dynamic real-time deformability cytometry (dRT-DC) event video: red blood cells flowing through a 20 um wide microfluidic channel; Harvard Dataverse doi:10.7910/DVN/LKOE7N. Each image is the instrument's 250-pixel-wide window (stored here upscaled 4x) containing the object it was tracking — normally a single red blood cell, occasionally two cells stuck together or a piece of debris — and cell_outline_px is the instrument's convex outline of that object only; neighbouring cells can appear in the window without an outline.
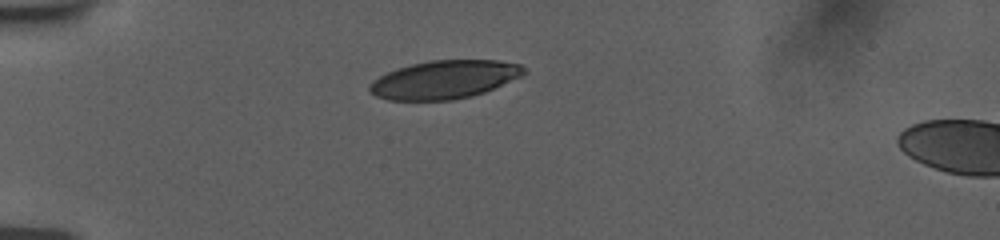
{"species": "human", "species_latin": "Homo sapiens", "temperature_condition": "room temperature", "stored_images_in_passage": 16, "camera_frame_rate_fps": 3000, "um_per_image_px": 0.085, "donor": {"sex": "female"}, "frame": {"image": 1, "passage_image": 1, "time_ms": 0.0, "image_size_px": [1000, 240], "cell_outline_px": [[528, 72], [520, 76], [484, 92], [472, 96], [452, 100], [388, 100], [376, 96], [368, 88], [372, 80], [396, 68], [412, 64], [432, 60], [496, 60], [520, 64]], "centroid_in_image_um": [37.76, 6.76], "position_along_channel_um": 47.2, "area_um2": 34.22}}
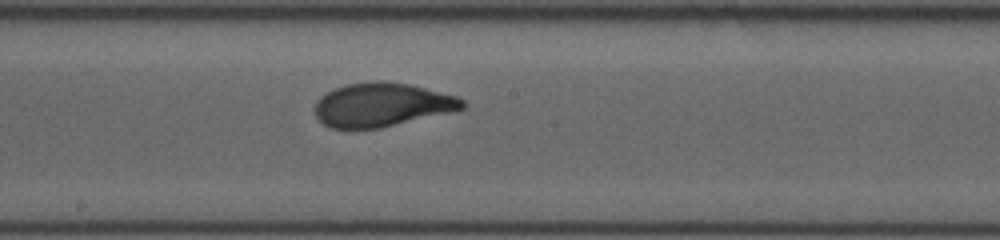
{"frame": {"image": 2, "passage_image": 10, "time_ms": 5.333, "image_size_px": [1000, 240], "cell_outline_px": [[464, 108], [380, 128], [328, 128], [316, 116], [316, 100], [320, 96], [336, 88], [348, 84], [376, 80], [384, 80], [408, 84], [456, 96], [464, 100]], "centroid_in_image_um": [32.42, 8.9], "position_along_channel_um": 215.8, "area_um2": 37.05}}
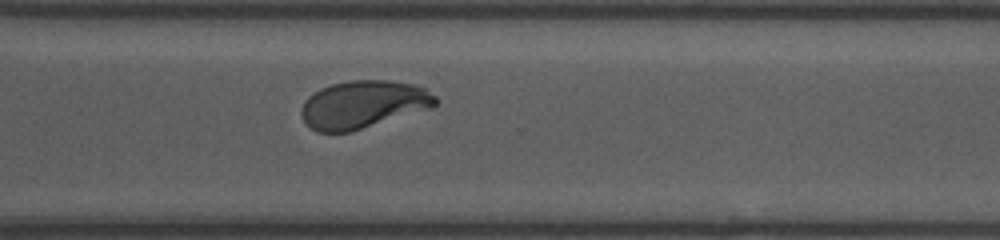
{"frame": {"image": 3, "passage_image": 16, "time_ms": 8.667, "image_size_px": [1000, 240], "cell_outline_px": [[440, 100], [432, 108], [348, 132], [320, 132], [312, 128], [304, 120], [300, 112], [300, 108], [304, 100], [308, 96], [320, 88], [332, 84], [348, 80], [388, 80], [412, 84], [424, 88], [436, 96]], "centroid_in_image_um": [30.87, 8.86], "position_along_channel_um": 339.7, "area_um2": 37.22}}